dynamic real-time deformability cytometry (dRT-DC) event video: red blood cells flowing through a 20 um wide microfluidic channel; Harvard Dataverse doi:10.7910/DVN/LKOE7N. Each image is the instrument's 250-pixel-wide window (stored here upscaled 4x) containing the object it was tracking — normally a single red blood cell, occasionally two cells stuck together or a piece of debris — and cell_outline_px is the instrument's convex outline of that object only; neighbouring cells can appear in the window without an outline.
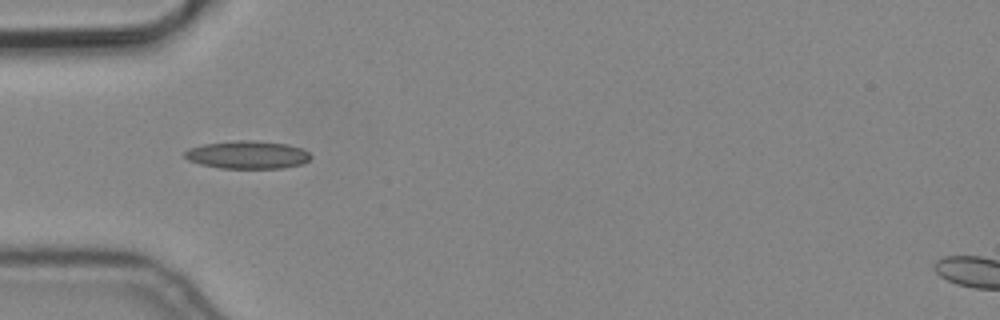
{"species": "common noctule bat (a hibernating species)", "species_latin": "Nyctalus noctula", "temperature_condition": "cold", "stored_images_in_passage": 5, "camera_frame_rate_fps": 3000, "um_per_image_px": 0.085, "animal": {"sex": "male", "body_mass_g": 19.2, "forearm_length_mm": 51.8}, "frame": {"image": 1, "passage_image": 1, "time_ms": 0.0, "image_size_px": [1000, 320], "cell_outline_px": [[312, 156], [308, 160], [300, 164], [284, 168], [220, 168], [200, 164], [188, 160], [184, 156], [184, 152], [188, 148], [204, 144], [236, 140], [256, 140], [288, 144], [304, 148]], "centroid_in_image_um": [21.04, 13.15], "position_along_channel_um": 64.0, "area_um2": 20.63}}
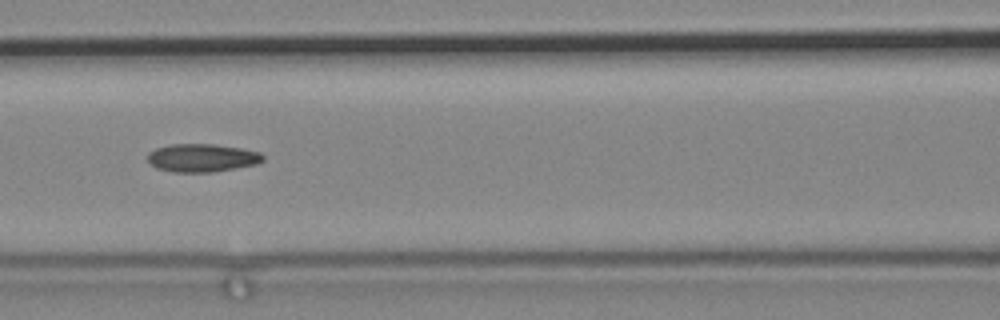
{"frame": {"image": 2, "passage_image": 3, "time_ms": 0.667, "image_size_px": [1000, 320], "cell_outline_px": [[264, 160], [256, 164], [212, 172], [172, 172], [156, 168], [148, 160], [148, 152], [156, 148], [172, 144], [216, 144], [240, 148], [260, 152], [264, 156]], "centroid_in_image_um": [17.17, 13.41], "position_along_channel_um": 149.4, "area_um2": 18.84}}
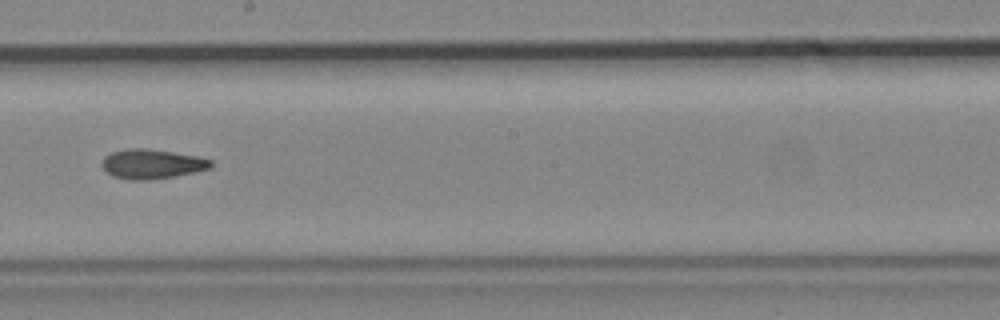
{"frame": {"image": 3, "passage_image": 5, "time_ms": 1.333, "image_size_px": [1000, 320], "cell_outline_px": [[212, 168], [196, 172], [176, 176], [148, 180], [132, 180], [112, 176], [100, 164], [104, 156], [112, 152], [128, 148], [148, 148], [196, 156], [212, 160]], "centroid_in_image_um": [12.91, 13.94], "position_along_channel_um": 235.3, "area_um2": 18.84}}